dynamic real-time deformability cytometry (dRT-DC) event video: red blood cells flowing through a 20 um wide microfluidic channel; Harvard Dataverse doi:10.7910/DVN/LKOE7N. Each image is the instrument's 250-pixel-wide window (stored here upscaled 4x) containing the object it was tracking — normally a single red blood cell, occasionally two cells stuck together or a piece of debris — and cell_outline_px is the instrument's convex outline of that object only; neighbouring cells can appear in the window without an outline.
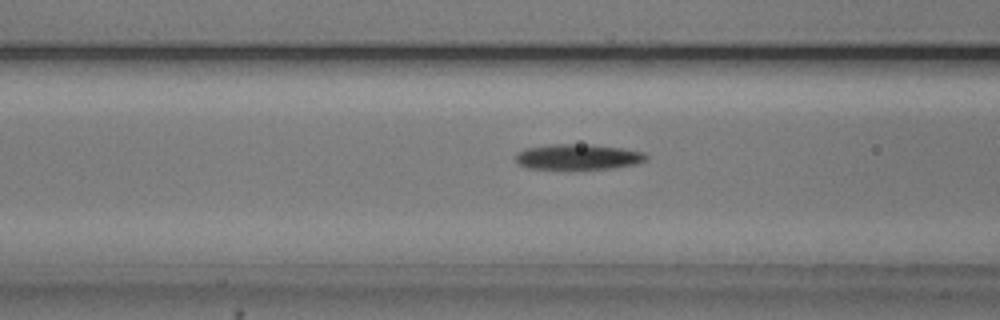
{"species": "common noctule bat (a hibernating species)", "species_latin": "Nyctalus noctula", "temperature_condition": "cold", "stored_images_in_passage": 49, "camera_frame_rate_fps": 3000, "um_per_image_px": 0.085, "animal": {"sex": "male", "body_mass_g": 20.5, "forearm_length_mm": 52.5}, "frame": {"image": 1, "passage_image": 16, "time_ms": 5.0, "image_size_px": [1000, 320], "cell_outline_px": [[648, 160], [636, 164], [608, 168], [528, 168], [520, 164], [516, 160], [516, 152], [528, 148], [552, 144], [592, 144], [624, 148], [644, 152], [648, 156]], "centroid_in_image_um": [49.19, 13.31], "position_along_channel_um": 117.4, "area_um2": 19.19}}
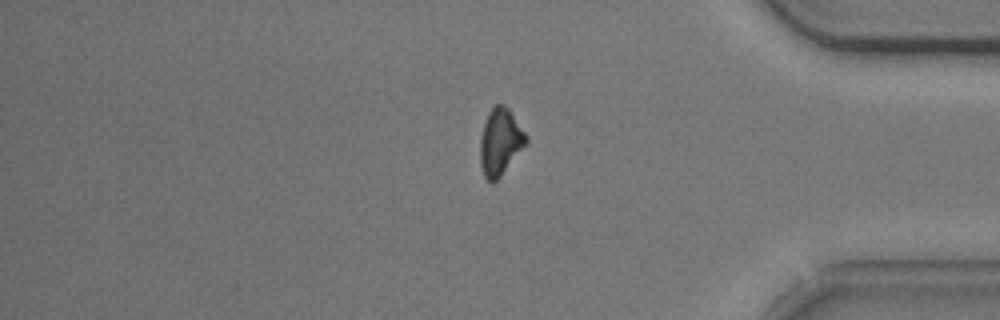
{"frame": {"image": 2, "passage_image": 40, "time_ms": 13.0, "image_size_px": [1000, 320], "cell_outline_px": [[528, 144], [500, 176], [492, 184], [484, 176], [480, 164], [480, 140], [484, 124], [488, 112], [492, 104], [504, 104], [508, 108], [528, 136]], "centroid_in_image_um": [42.53, 12.04], "position_along_channel_um": 392.7, "area_um2": 18.03}}
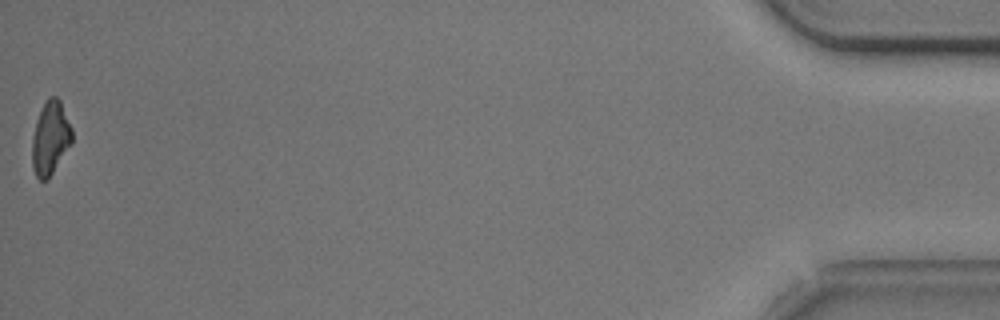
{"frame": {"image": 3, "passage_image": 49, "time_ms": 16.0, "image_size_px": [1000, 320], "cell_outline_px": [[72, 144], [48, 180], [40, 180], [36, 176], [32, 168], [32, 136], [36, 120], [48, 96], [56, 96], [60, 100], [72, 128]], "centroid_in_image_um": [4.28, 11.76], "position_along_channel_um": 430.9, "area_um2": 17.28}, "authors_computed_cell_mechanics": {"area_um2": 18.6116, "velocity_mm_per_s": 3.7405, "shape_relaxation_time_tau1_ms": 2.944, "shape_relaxation_time_tau2_ms": null, "deformation_change_tau1": 0.1596, "deformation_change_tau2": null}}